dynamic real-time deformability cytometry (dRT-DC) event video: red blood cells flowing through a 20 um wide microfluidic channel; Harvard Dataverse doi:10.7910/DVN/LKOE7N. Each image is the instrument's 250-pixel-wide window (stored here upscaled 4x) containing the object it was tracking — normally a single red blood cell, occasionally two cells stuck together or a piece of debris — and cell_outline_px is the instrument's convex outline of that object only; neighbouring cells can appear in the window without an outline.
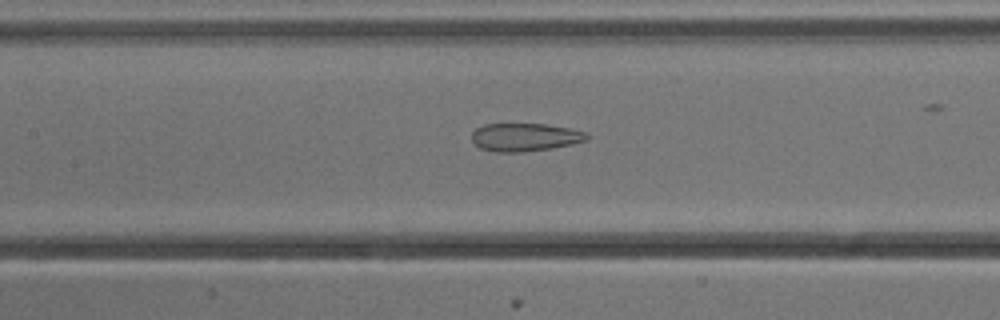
{"species": "common noctule bat (a hibernating species)", "species_latin": "Nyctalus noctula", "temperature_condition": "cold", "stored_images_in_passage": 42, "camera_frame_rate_fps": 3000, "um_per_image_px": 0.085, "animal": {"sex": "male", "body_mass_g": 13.3}, "frame": {"image": 1, "passage_image": 12, "time_ms": 3.667, "image_size_px": [1000, 320], "cell_outline_px": [[592, 136], [588, 140], [572, 144], [552, 148], [524, 152], [496, 152], [480, 148], [472, 140], [472, 132], [476, 128], [484, 124], [544, 124], [568, 128], [588, 132]], "centroid_in_image_um": [44.66, 11.66], "position_along_channel_um": 162.7, "area_um2": 18.96}}
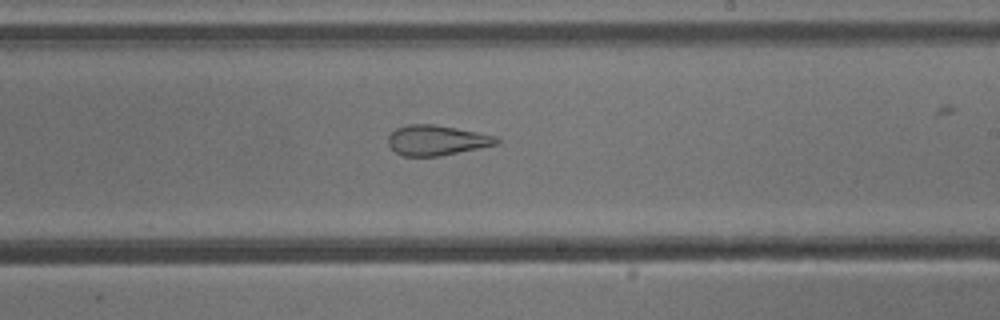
{"frame": {"image": 2, "passage_image": 19, "time_ms": 6.0, "image_size_px": [1000, 320], "cell_outline_px": [[500, 144], [440, 156], [404, 156], [396, 152], [388, 144], [388, 136], [396, 128], [408, 124], [432, 124], [456, 128], [500, 136]], "centroid_in_image_um": [37.17, 11.92], "position_along_channel_um": 251.8, "area_um2": 19.19}}
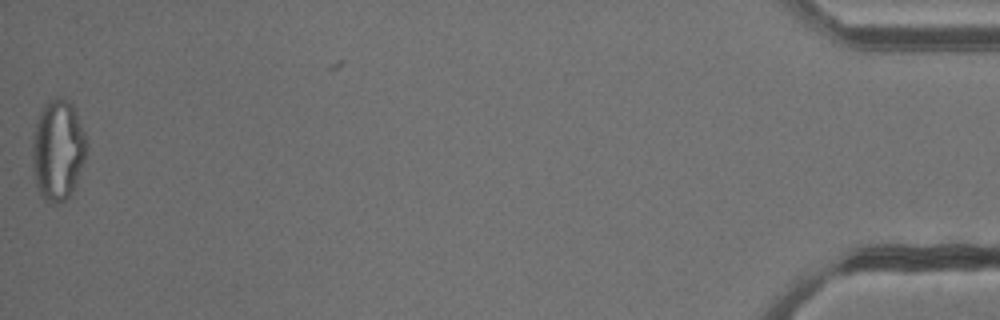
{"frame": {"image": 3, "passage_image": 41, "time_ms": 13.333, "image_size_px": [1000, 320], "cell_outline_px": [[88, 148], [84, 160], [72, 192], [64, 200], [56, 204], [52, 204], [44, 200], [40, 196], [36, 184], [32, 168], [32, 136], [40, 112], [44, 104], [48, 100], [60, 96], [68, 100], [72, 104], [76, 112], [84, 132], [88, 144]], "centroid_in_image_um": [4.91, 12.75], "position_along_channel_um": 430.3, "area_um2": 32.08}, "authors_computed_cell_mechanics": {"area_um2": 21.7906, "velocity_mm_per_s": 3.8335, "shape_relaxation_time_tau1_ms": null, "shape_relaxation_time_tau2_ms": 1.7103, "deformation_change_tau1": null, "deformation_change_tau2": 0.0998}}